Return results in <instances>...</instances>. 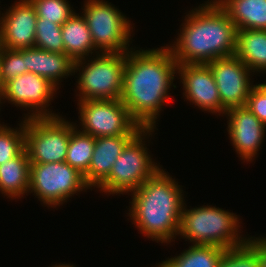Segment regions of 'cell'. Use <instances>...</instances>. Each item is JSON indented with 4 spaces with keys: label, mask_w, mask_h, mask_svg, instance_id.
Listing matches in <instances>:
<instances>
[{
    "label": "cell",
    "mask_w": 266,
    "mask_h": 267,
    "mask_svg": "<svg viewBox=\"0 0 266 267\" xmlns=\"http://www.w3.org/2000/svg\"><path fill=\"white\" fill-rule=\"evenodd\" d=\"M178 63L168 47L127 52L121 101L142 128H154Z\"/></svg>",
    "instance_id": "obj_1"
},
{
    "label": "cell",
    "mask_w": 266,
    "mask_h": 267,
    "mask_svg": "<svg viewBox=\"0 0 266 267\" xmlns=\"http://www.w3.org/2000/svg\"><path fill=\"white\" fill-rule=\"evenodd\" d=\"M189 12L173 46H167L178 64H207L235 54L236 26L216 0Z\"/></svg>",
    "instance_id": "obj_2"
},
{
    "label": "cell",
    "mask_w": 266,
    "mask_h": 267,
    "mask_svg": "<svg viewBox=\"0 0 266 267\" xmlns=\"http://www.w3.org/2000/svg\"><path fill=\"white\" fill-rule=\"evenodd\" d=\"M175 178L160 169L132 192L129 215L133 223L152 240L171 243L178 236L183 190Z\"/></svg>",
    "instance_id": "obj_3"
},
{
    "label": "cell",
    "mask_w": 266,
    "mask_h": 267,
    "mask_svg": "<svg viewBox=\"0 0 266 267\" xmlns=\"http://www.w3.org/2000/svg\"><path fill=\"white\" fill-rule=\"evenodd\" d=\"M237 215L221 208L202 206L186 209L183 205L178 235L193 245H213L231 249L249 241L239 236ZM245 238V239H244Z\"/></svg>",
    "instance_id": "obj_4"
},
{
    "label": "cell",
    "mask_w": 266,
    "mask_h": 267,
    "mask_svg": "<svg viewBox=\"0 0 266 267\" xmlns=\"http://www.w3.org/2000/svg\"><path fill=\"white\" fill-rule=\"evenodd\" d=\"M97 57L74 62V73L79 71L78 90L80 100L121 99L123 93L126 53H97ZM85 60V61H84ZM85 62V63H84ZM85 66V67H84ZM82 67V71L80 72Z\"/></svg>",
    "instance_id": "obj_5"
},
{
    "label": "cell",
    "mask_w": 266,
    "mask_h": 267,
    "mask_svg": "<svg viewBox=\"0 0 266 267\" xmlns=\"http://www.w3.org/2000/svg\"><path fill=\"white\" fill-rule=\"evenodd\" d=\"M153 131L154 128H142L126 144L113 164L109 176L97 187L100 191L110 194L134 192L160 169L157 163L152 161L143 140L146 138L143 136H150Z\"/></svg>",
    "instance_id": "obj_6"
},
{
    "label": "cell",
    "mask_w": 266,
    "mask_h": 267,
    "mask_svg": "<svg viewBox=\"0 0 266 267\" xmlns=\"http://www.w3.org/2000/svg\"><path fill=\"white\" fill-rule=\"evenodd\" d=\"M25 118V149L30 163L65 162L71 132L62 116Z\"/></svg>",
    "instance_id": "obj_7"
},
{
    "label": "cell",
    "mask_w": 266,
    "mask_h": 267,
    "mask_svg": "<svg viewBox=\"0 0 266 267\" xmlns=\"http://www.w3.org/2000/svg\"><path fill=\"white\" fill-rule=\"evenodd\" d=\"M83 6L91 38L101 53L129 52L131 36L130 20L111 3L103 0H87ZM100 48V49H99Z\"/></svg>",
    "instance_id": "obj_8"
},
{
    "label": "cell",
    "mask_w": 266,
    "mask_h": 267,
    "mask_svg": "<svg viewBox=\"0 0 266 267\" xmlns=\"http://www.w3.org/2000/svg\"><path fill=\"white\" fill-rule=\"evenodd\" d=\"M89 188L83 174L66 162L30 163L28 192H34L46 206L56 208Z\"/></svg>",
    "instance_id": "obj_9"
},
{
    "label": "cell",
    "mask_w": 266,
    "mask_h": 267,
    "mask_svg": "<svg viewBox=\"0 0 266 267\" xmlns=\"http://www.w3.org/2000/svg\"><path fill=\"white\" fill-rule=\"evenodd\" d=\"M78 101L81 132L85 134L93 137L136 135L142 129L121 99Z\"/></svg>",
    "instance_id": "obj_10"
},
{
    "label": "cell",
    "mask_w": 266,
    "mask_h": 267,
    "mask_svg": "<svg viewBox=\"0 0 266 267\" xmlns=\"http://www.w3.org/2000/svg\"><path fill=\"white\" fill-rule=\"evenodd\" d=\"M55 90L57 88L45 77L27 72L7 82L2 88L1 98L17 107L30 108L33 113L27 114V118L57 117L58 114L46 109L53 100Z\"/></svg>",
    "instance_id": "obj_11"
},
{
    "label": "cell",
    "mask_w": 266,
    "mask_h": 267,
    "mask_svg": "<svg viewBox=\"0 0 266 267\" xmlns=\"http://www.w3.org/2000/svg\"><path fill=\"white\" fill-rule=\"evenodd\" d=\"M207 64L214 75L223 108L228 111L244 107L254 86L249 77L251 70L235 55L218 58Z\"/></svg>",
    "instance_id": "obj_12"
},
{
    "label": "cell",
    "mask_w": 266,
    "mask_h": 267,
    "mask_svg": "<svg viewBox=\"0 0 266 267\" xmlns=\"http://www.w3.org/2000/svg\"><path fill=\"white\" fill-rule=\"evenodd\" d=\"M0 17V47L21 50L35 46L37 13L31 0L15 1Z\"/></svg>",
    "instance_id": "obj_13"
},
{
    "label": "cell",
    "mask_w": 266,
    "mask_h": 267,
    "mask_svg": "<svg viewBox=\"0 0 266 267\" xmlns=\"http://www.w3.org/2000/svg\"><path fill=\"white\" fill-rule=\"evenodd\" d=\"M183 93L188 101L211 113L225 114L214 75L208 64H178Z\"/></svg>",
    "instance_id": "obj_14"
},
{
    "label": "cell",
    "mask_w": 266,
    "mask_h": 267,
    "mask_svg": "<svg viewBox=\"0 0 266 267\" xmlns=\"http://www.w3.org/2000/svg\"><path fill=\"white\" fill-rule=\"evenodd\" d=\"M228 119V134L241 160L250 161L258 154L264 140L266 125H264L246 106L232 108L226 111Z\"/></svg>",
    "instance_id": "obj_15"
},
{
    "label": "cell",
    "mask_w": 266,
    "mask_h": 267,
    "mask_svg": "<svg viewBox=\"0 0 266 267\" xmlns=\"http://www.w3.org/2000/svg\"><path fill=\"white\" fill-rule=\"evenodd\" d=\"M135 135L95 137L94 151L88 171L83 175L91 188L98 187L110 174L112 166L126 144Z\"/></svg>",
    "instance_id": "obj_16"
},
{
    "label": "cell",
    "mask_w": 266,
    "mask_h": 267,
    "mask_svg": "<svg viewBox=\"0 0 266 267\" xmlns=\"http://www.w3.org/2000/svg\"><path fill=\"white\" fill-rule=\"evenodd\" d=\"M25 64L27 72L45 77L57 89L61 78L74 73V61L65 53L49 52L36 47L25 49Z\"/></svg>",
    "instance_id": "obj_17"
},
{
    "label": "cell",
    "mask_w": 266,
    "mask_h": 267,
    "mask_svg": "<svg viewBox=\"0 0 266 267\" xmlns=\"http://www.w3.org/2000/svg\"><path fill=\"white\" fill-rule=\"evenodd\" d=\"M251 72H266V30H237L235 54Z\"/></svg>",
    "instance_id": "obj_18"
},
{
    "label": "cell",
    "mask_w": 266,
    "mask_h": 267,
    "mask_svg": "<svg viewBox=\"0 0 266 267\" xmlns=\"http://www.w3.org/2000/svg\"><path fill=\"white\" fill-rule=\"evenodd\" d=\"M237 30H266V0H216Z\"/></svg>",
    "instance_id": "obj_19"
},
{
    "label": "cell",
    "mask_w": 266,
    "mask_h": 267,
    "mask_svg": "<svg viewBox=\"0 0 266 267\" xmlns=\"http://www.w3.org/2000/svg\"><path fill=\"white\" fill-rule=\"evenodd\" d=\"M30 160L26 149L18 156L0 164V192L19 198L29 190Z\"/></svg>",
    "instance_id": "obj_20"
},
{
    "label": "cell",
    "mask_w": 266,
    "mask_h": 267,
    "mask_svg": "<svg viewBox=\"0 0 266 267\" xmlns=\"http://www.w3.org/2000/svg\"><path fill=\"white\" fill-rule=\"evenodd\" d=\"M62 40L65 47V54L74 62L92 55L96 51L88 24L84 16L74 13L62 25Z\"/></svg>",
    "instance_id": "obj_21"
},
{
    "label": "cell",
    "mask_w": 266,
    "mask_h": 267,
    "mask_svg": "<svg viewBox=\"0 0 266 267\" xmlns=\"http://www.w3.org/2000/svg\"><path fill=\"white\" fill-rule=\"evenodd\" d=\"M226 249L213 245H191L187 250L159 263L160 267H218Z\"/></svg>",
    "instance_id": "obj_22"
},
{
    "label": "cell",
    "mask_w": 266,
    "mask_h": 267,
    "mask_svg": "<svg viewBox=\"0 0 266 267\" xmlns=\"http://www.w3.org/2000/svg\"><path fill=\"white\" fill-rule=\"evenodd\" d=\"M76 128L71 132L65 162L81 174L88 171L95 145V137Z\"/></svg>",
    "instance_id": "obj_23"
},
{
    "label": "cell",
    "mask_w": 266,
    "mask_h": 267,
    "mask_svg": "<svg viewBox=\"0 0 266 267\" xmlns=\"http://www.w3.org/2000/svg\"><path fill=\"white\" fill-rule=\"evenodd\" d=\"M36 48L49 52L65 53V47L62 40V26L54 22L44 21L37 18L36 22Z\"/></svg>",
    "instance_id": "obj_24"
},
{
    "label": "cell",
    "mask_w": 266,
    "mask_h": 267,
    "mask_svg": "<svg viewBox=\"0 0 266 267\" xmlns=\"http://www.w3.org/2000/svg\"><path fill=\"white\" fill-rule=\"evenodd\" d=\"M218 267H260L257 254V238L239 247L227 249Z\"/></svg>",
    "instance_id": "obj_25"
},
{
    "label": "cell",
    "mask_w": 266,
    "mask_h": 267,
    "mask_svg": "<svg viewBox=\"0 0 266 267\" xmlns=\"http://www.w3.org/2000/svg\"><path fill=\"white\" fill-rule=\"evenodd\" d=\"M19 129L0 124V164L18 156L25 149V118Z\"/></svg>",
    "instance_id": "obj_26"
},
{
    "label": "cell",
    "mask_w": 266,
    "mask_h": 267,
    "mask_svg": "<svg viewBox=\"0 0 266 267\" xmlns=\"http://www.w3.org/2000/svg\"><path fill=\"white\" fill-rule=\"evenodd\" d=\"M24 73H27L25 49L9 50L0 47V81L2 86Z\"/></svg>",
    "instance_id": "obj_27"
},
{
    "label": "cell",
    "mask_w": 266,
    "mask_h": 267,
    "mask_svg": "<svg viewBox=\"0 0 266 267\" xmlns=\"http://www.w3.org/2000/svg\"><path fill=\"white\" fill-rule=\"evenodd\" d=\"M67 0H31L37 17L63 25L75 12Z\"/></svg>",
    "instance_id": "obj_28"
},
{
    "label": "cell",
    "mask_w": 266,
    "mask_h": 267,
    "mask_svg": "<svg viewBox=\"0 0 266 267\" xmlns=\"http://www.w3.org/2000/svg\"><path fill=\"white\" fill-rule=\"evenodd\" d=\"M245 106L266 125V83L251 88Z\"/></svg>",
    "instance_id": "obj_29"
},
{
    "label": "cell",
    "mask_w": 266,
    "mask_h": 267,
    "mask_svg": "<svg viewBox=\"0 0 266 267\" xmlns=\"http://www.w3.org/2000/svg\"><path fill=\"white\" fill-rule=\"evenodd\" d=\"M257 254L260 267H266V238L257 237Z\"/></svg>",
    "instance_id": "obj_30"
},
{
    "label": "cell",
    "mask_w": 266,
    "mask_h": 267,
    "mask_svg": "<svg viewBox=\"0 0 266 267\" xmlns=\"http://www.w3.org/2000/svg\"><path fill=\"white\" fill-rule=\"evenodd\" d=\"M55 267H75L74 265H71V264H59V265H55Z\"/></svg>",
    "instance_id": "obj_31"
},
{
    "label": "cell",
    "mask_w": 266,
    "mask_h": 267,
    "mask_svg": "<svg viewBox=\"0 0 266 267\" xmlns=\"http://www.w3.org/2000/svg\"><path fill=\"white\" fill-rule=\"evenodd\" d=\"M2 88H3V86H2L1 81H0V103H1V101H3V100H1Z\"/></svg>",
    "instance_id": "obj_32"
}]
</instances>
